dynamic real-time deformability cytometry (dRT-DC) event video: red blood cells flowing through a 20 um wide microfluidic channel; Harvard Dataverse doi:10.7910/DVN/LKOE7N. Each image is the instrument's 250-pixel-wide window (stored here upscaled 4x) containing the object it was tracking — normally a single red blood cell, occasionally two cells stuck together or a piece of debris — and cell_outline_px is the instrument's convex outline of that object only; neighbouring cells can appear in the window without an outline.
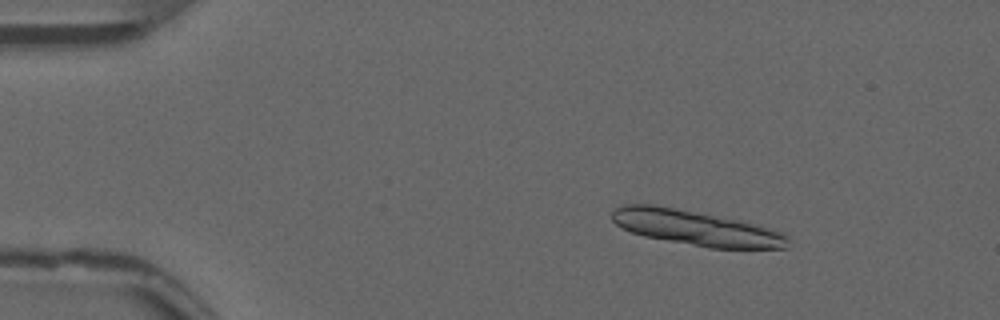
{"species": "common noctule bat (a hibernating species)", "species_latin": "Nyctalus noctula", "temperature_condition": "warm", "stored_images_in_passage": 15, "camera_frame_rate_fps": 3000, "um_per_image_px": 0.085, "animal": {"sex": "male", "forearm_length_mm": 52.5}, "frame": {"image": 1, "passage_image": 7, "time_ms": 2.0, "image_size_px": [1000, 320], "cell_outline_px": [[788, 248], [708, 248], [644, 236], [632, 232], [616, 224], [612, 220], [612, 212], [616, 208], [624, 204], [656, 204], [756, 224], [772, 228], [784, 232], [788, 236]], "centroid_in_image_um": [59.17, 19.37], "position_along_channel_um": 25.8, "area_um2": 35.72}}